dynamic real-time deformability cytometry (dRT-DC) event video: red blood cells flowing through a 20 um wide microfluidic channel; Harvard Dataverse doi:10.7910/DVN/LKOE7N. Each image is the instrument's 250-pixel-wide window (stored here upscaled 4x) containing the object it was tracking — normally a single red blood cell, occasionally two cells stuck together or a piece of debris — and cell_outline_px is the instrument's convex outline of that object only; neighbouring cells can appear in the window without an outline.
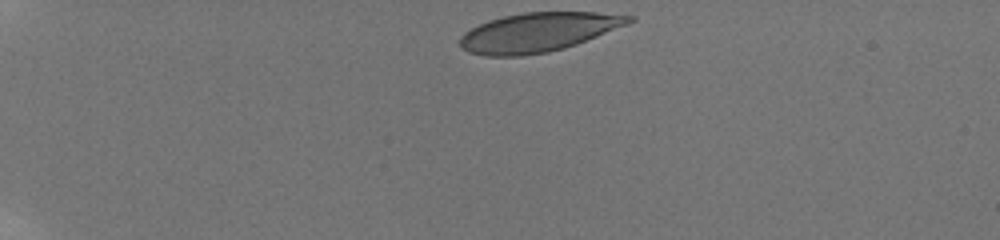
{"species": "human", "species_latin": "Homo sapiens", "temperature_condition": "room temperature", "stored_images_in_passage": 19, "camera_frame_rate_fps": 3000, "um_per_image_px": 0.085, "donor": {"sex": "male"}, "frame": {"image": 1, "passage_image": 1, "time_ms": 0.0, "image_size_px": [1000, 240], "cell_outline_px": [[636, 20], [628, 24], [576, 44], [564, 48], [548, 52], [520, 56], [484, 56], [468, 52], [460, 48], [460, 36], [464, 32], [488, 20], [504, 16], [524, 12], [596, 12], [636, 16]], "centroid_in_image_um": [45.74, 2.74], "position_along_channel_um": 39.3, "area_um2": 38.55}}
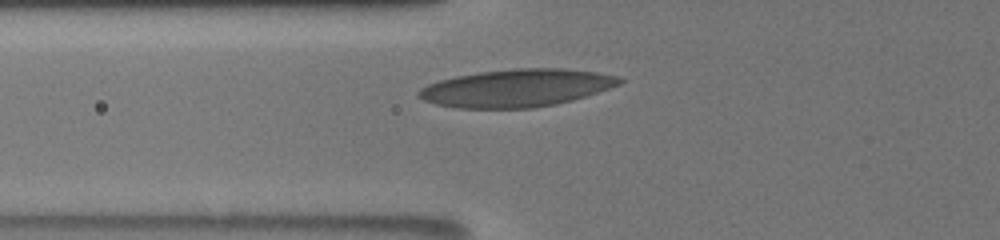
{"frame": {"image": 2, "passage_image": 16, "time_ms": 3.333, "image_size_px": [1000, 240], "cell_outline_px": [[624, 80], [620, 84], [572, 100], [556, 104], [532, 108], [456, 108], [436, 104], [424, 100], [416, 92], [420, 88], [428, 84], [440, 80], [456, 76], [480, 72], [516, 68], [564, 68], [596, 72], [620, 76]], "centroid_in_image_um": [43.91, 7.48], "position_along_channel_um": 81.9, "area_um2": 43.87}}